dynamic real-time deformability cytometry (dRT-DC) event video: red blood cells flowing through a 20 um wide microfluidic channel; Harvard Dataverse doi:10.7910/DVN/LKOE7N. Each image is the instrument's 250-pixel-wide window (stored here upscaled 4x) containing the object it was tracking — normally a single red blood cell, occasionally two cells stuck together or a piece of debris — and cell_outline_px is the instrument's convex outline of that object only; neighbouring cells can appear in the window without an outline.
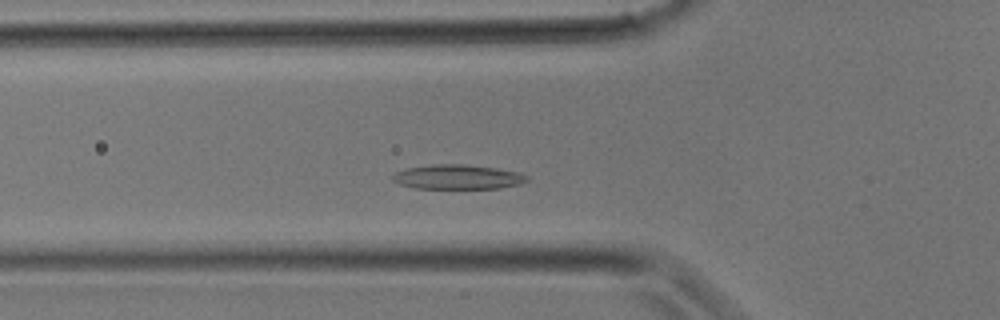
{"species": "common noctule bat (a hibernating species)", "species_latin": "Nyctalus noctula", "temperature_condition": "room temperature", "stored_images_in_passage": 28, "camera_frame_rate_fps": 3000, "um_per_image_px": 0.085, "animal": {"sex": "male", "body_mass_g": 17.9}, "frame": {"image": 1, "passage_image": 6, "time_ms": 1.667, "image_size_px": [1000, 320], "cell_outline_px": [[528, 180], [520, 184], [500, 188], [416, 188], [400, 184], [392, 180], [392, 176], [396, 172], [408, 168], [432, 164], [464, 164], [496, 168], [516, 172], [528, 176]], "centroid_in_image_um": [38.9, 15.04], "position_along_channel_um": 86.9, "area_um2": 19.02}}
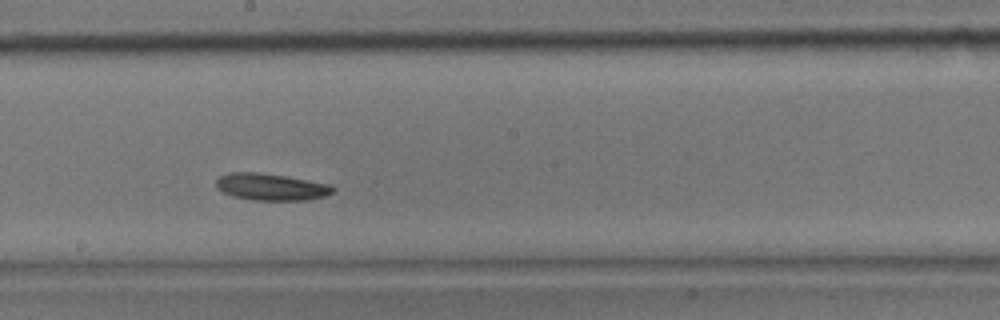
{"frame": {"image": 2, "passage_image": 13, "time_ms": 4.0, "image_size_px": [1000, 320], "cell_outline_px": [[336, 188], [332, 192], [324, 196], [308, 200], [252, 200], [232, 196], [216, 188], [216, 180], [220, 176], [232, 172], [256, 172], [284, 176], [328, 184]], "centroid_in_image_um": [23.01, 15.89], "position_along_channel_um": 225.2, "area_um2": 18.09}}
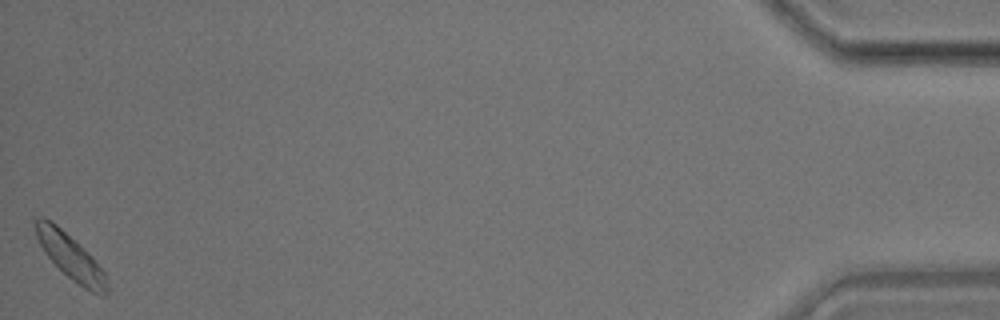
{"frame": {"image": 3, "passage_image": 28, "time_ms": 9.0, "image_size_px": [1000, 320], "cell_outline_px": [[108, 292], [104, 296], [100, 296], [84, 288], [72, 280], [44, 252], [36, 236], [32, 220], [40, 216], [44, 216], [56, 224], [88, 252], [92, 256], [104, 272], [108, 288]], "centroid_in_image_um": [5.97, 21.8], "position_along_channel_um": 429.2, "area_um2": 18.67}}